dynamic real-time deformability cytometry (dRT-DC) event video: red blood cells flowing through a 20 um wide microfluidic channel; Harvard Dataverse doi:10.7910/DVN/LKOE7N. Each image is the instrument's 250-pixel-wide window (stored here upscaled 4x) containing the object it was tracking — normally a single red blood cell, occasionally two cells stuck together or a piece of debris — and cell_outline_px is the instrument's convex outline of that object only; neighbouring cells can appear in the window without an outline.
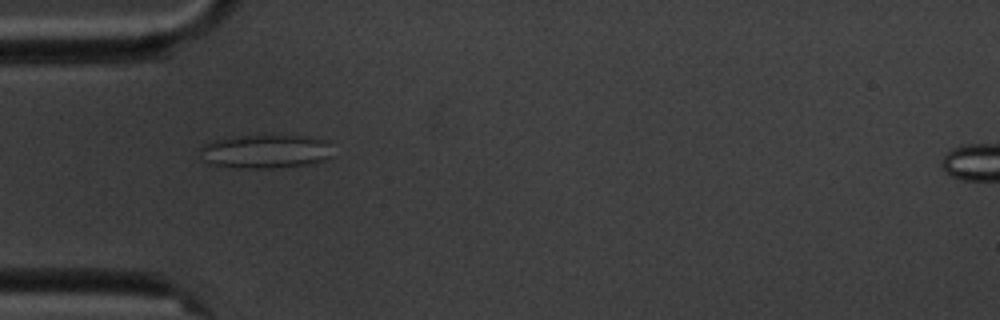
{"species": "common noctule bat (a hibernating species)", "species_latin": "Nyctalus noctula", "temperature_condition": "cold", "stored_images_in_passage": 5, "camera_frame_rate_fps": 3000, "um_per_image_px": 0.085, "animal": {"sex": "male", "body_mass_g": 20.1, "forearm_length_mm": 53.5}, "frame": {"image": 1, "passage_image": 4, "time_ms": 4.333, "image_size_px": [1000, 320], "cell_outline_px": [[336, 156], [316, 164], [268, 168], [236, 168], [208, 164], [200, 160], [200, 148], [204, 144], [216, 140], [256, 132], [308, 136], [328, 140]], "centroid_in_image_um": [22.64, 12.84], "position_along_channel_um": 62.4, "area_um2": 27.8}}
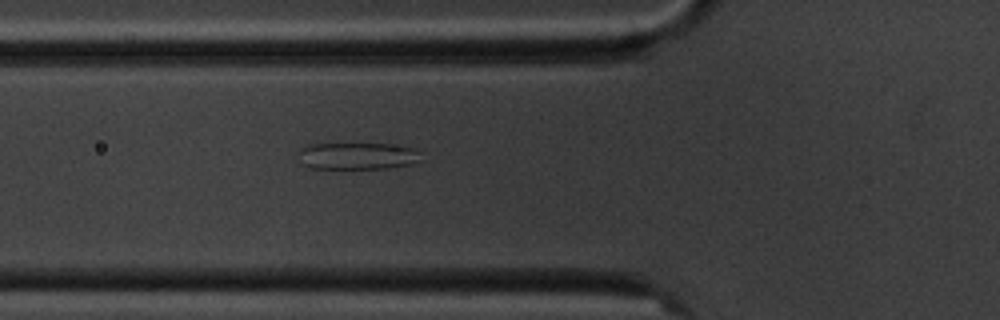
{"frame": {"image": 2, "passage_image": 5, "time_ms": 5.333, "image_size_px": [1000, 320], "cell_outline_px": [[420, 160], [412, 164], [388, 168], [308, 168], [304, 164], [300, 152], [300, 148], [304, 144], [312, 140], [388, 144], [416, 148], [420, 152]], "centroid_in_image_um": [30.3, 13.18], "position_along_channel_um": 95.5, "area_um2": 20.35}}